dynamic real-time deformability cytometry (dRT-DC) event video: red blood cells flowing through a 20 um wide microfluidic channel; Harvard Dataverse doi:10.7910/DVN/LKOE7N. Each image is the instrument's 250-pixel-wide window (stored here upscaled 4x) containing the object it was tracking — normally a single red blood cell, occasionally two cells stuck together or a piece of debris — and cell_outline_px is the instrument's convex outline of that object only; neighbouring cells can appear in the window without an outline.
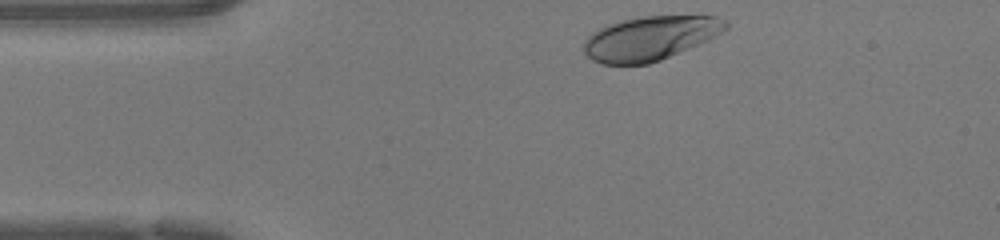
{"species": "human", "species_latin": "Homo sapiens", "temperature_condition": "warm", "stored_images_in_passage": 32, "camera_frame_rate_fps": 3000, "um_per_image_px": 0.085, "donor": {"sex": "female"}, "frame": {"image": 1, "passage_image": 1, "time_ms": 0.0, "image_size_px": [1000, 240], "cell_outline_px": [[728, 28], [708, 40], [660, 60], [648, 64], [604, 64], [592, 60], [584, 52], [584, 40], [592, 32], [608, 24], [624, 20], [644, 16], [716, 16], [724, 20], [728, 24]], "centroid_in_image_um": [55.24, 3.25], "position_along_channel_um": 29.8, "area_um2": 36.13}}
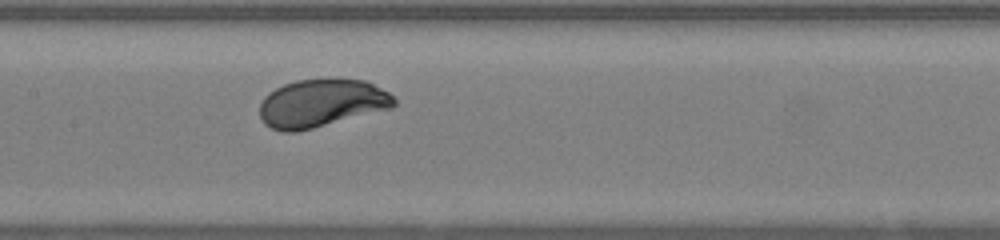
{"frame": {"image": 2, "passage_image": 15, "time_ms": 4.667, "image_size_px": [1000, 240], "cell_outline_px": [[396, 104], [392, 108], [296, 132], [284, 132], [272, 128], [264, 124], [260, 116], [260, 104], [264, 96], [268, 92], [284, 84], [296, 80], [332, 76], [364, 80], [388, 92], [396, 100]], "centroid_in_image_um": [27.31, 8.73], "position_along_channel_um": 180.1, "area_um2": 38.09}}
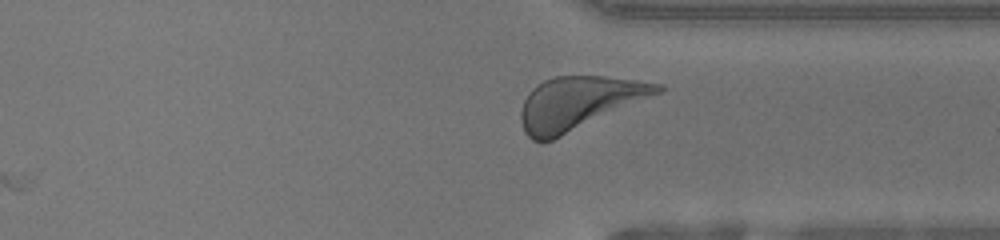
{"frame": {"image": 3, "passage_image": 28, "time_ms": 9.0, "image_size_px": [1000, 240], "cell_outline_px": [[664, 88], [660, 92], [552, 140], [532, 140], [524, 132], [520, 120], [520, 112], [524, 100], [528, 92], [536, 84], [552, 76], [604, 76], [636, 80], [664, 84]], "centroid_in_image_um": [49.13, 8.73], "position_along_channel_um": 362.3, "area_um2": 41.5}, "authors_computed_cell_mechanics": {"area_um2": 37.6856, "velocity_mm_per_s": 4.2202, "shape_relaxation_time_tau1_ms": 2.1686, "shape_relaxation_time_tau2_ms": null, "deformation_change_tau1": 0.1527, "deformation_change_tau2": null}}